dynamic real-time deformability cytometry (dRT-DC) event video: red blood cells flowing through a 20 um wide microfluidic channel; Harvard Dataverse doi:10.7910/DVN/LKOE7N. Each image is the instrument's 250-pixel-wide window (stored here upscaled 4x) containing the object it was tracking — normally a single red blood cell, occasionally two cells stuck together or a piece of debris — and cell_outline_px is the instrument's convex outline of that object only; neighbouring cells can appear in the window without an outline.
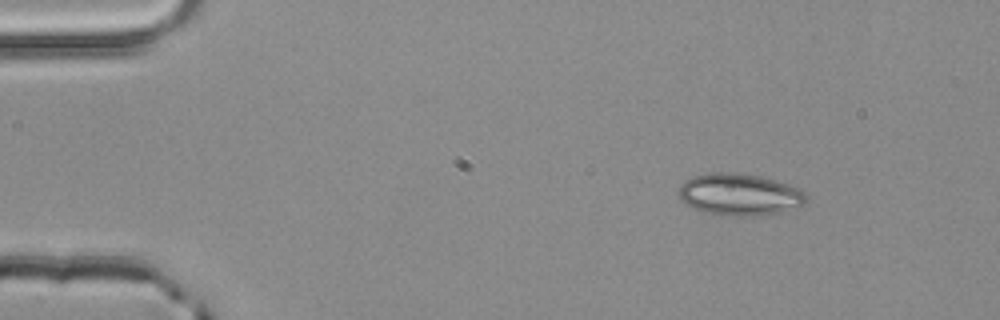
{"species": "common noctule bat (a hibernating species)", "species_latin": "Nyctalus noctula", "temperature_condition": "room temperature", "stored_images_in_passage": 46, "camera_frame_rate_fps": 3000, "um_per_image_px": 0.085, "animal": {"sex": "male", "body_mass_g": 20.4}, "frame": {"image": 1, "passage_image": 1, "time_ms": 0.0, "image_size_px": [1000, 320], "cell_outline_px": [[808, 196], [804, 204], [784, 212], [756, 216], [712, 216], [700, 212], [684, 204], [680, 200], [680, 184], [684, 180], [692, 176], [712, 172], [728, 172], [760, 176], [788, 184], [804, 192]], "centroid_in_image_um": [62.81, 16.56], "position_along_channel_um": 22.2, "area_um2": 31.67}}
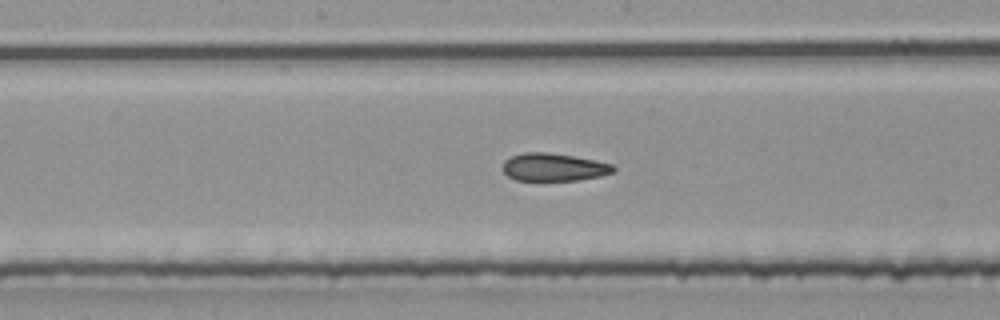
{"frame": {"image": 2, "passage_image": 21, "time_ms": 6.667, "image_size_px": [1000, 320], "cell_outline_px": [[616, 172], [600, 176], [580, 180], [516, 180], [508, 176], [504, 172], [504, 160], [512, 156], [524, 152], [544, 152], [572, 156], [596, 160], [612, 164], [616, 168]], "centroid_in_image_um": [47.11, 14.21], "position_along_channel_um": 201.1, "area_um2": 17.86}}
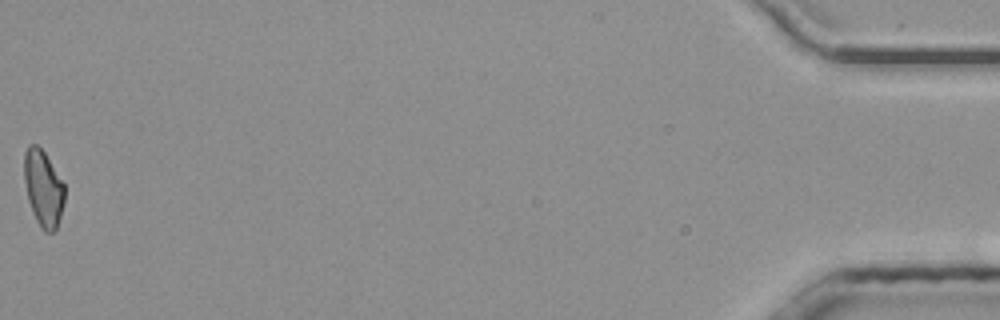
{"frame": {"image": 3, "passage_image": 46, "time_ms": 15.0, "image_size_px": [1000, 320], "cell_outline_px": [[64, 204], [56, 228], [52, 232], [44, 232], [36, 220], [32, 212], [28, 200], [24, 180], [24, 152], [28, 144], [36, 144], [44, 152], [64, 184]], "centroid_in_image_um": [3.66, 16.0], "position_along_channel_um": 431.5, "area_um2": 17.86}, "authors_computed_cell_mechanics": {"area_um2": 18.4382, "velocity_mm_per_s": 4.027, "shape_relaxation_time_tau1_ms": null, "shape_relaxation_time_tau2_ms": 2.0917, "deformation_change_tau1": null, "deformation_change_tau2": 0.0985}}